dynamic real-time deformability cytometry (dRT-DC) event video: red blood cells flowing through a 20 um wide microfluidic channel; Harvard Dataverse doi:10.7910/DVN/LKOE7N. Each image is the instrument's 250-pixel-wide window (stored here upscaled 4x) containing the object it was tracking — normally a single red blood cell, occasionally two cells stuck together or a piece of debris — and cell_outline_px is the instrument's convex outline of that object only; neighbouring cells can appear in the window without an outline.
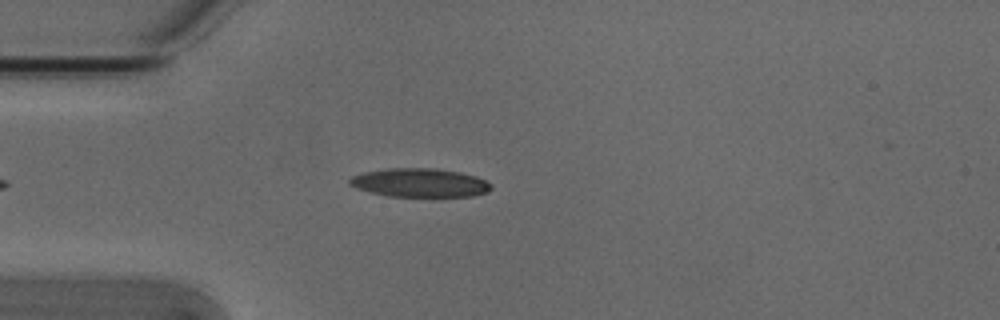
{"species": "Egyptian fruit bat (a non-hibernating species)", "species_latin": "Rousettus aegyptiacus", "temperature_condition": "cold", "stored_images_in_passage": 44, "camera_frame_rate_fps": 3000, "um_per_image_px": 0.085, "animal": {"sex": "male"}, "frame": {"image": 1, "passage_image": 8, "time_ms": 2.333, "image_size_px": [1000, 320], "cell_outline_px": [[492, 188], [488, 192], [472, 196], [388, 196], [356, 188], [348, 184], [348, 180], [352, 176], [364, 172], [388, 168], [436, 168], [460, 172], [476, 176], [492, 184]], "centroid_in_image_um": [35.69, 15.52], "position_along_channel_um": 49.3, "area_um2": 23.64}}
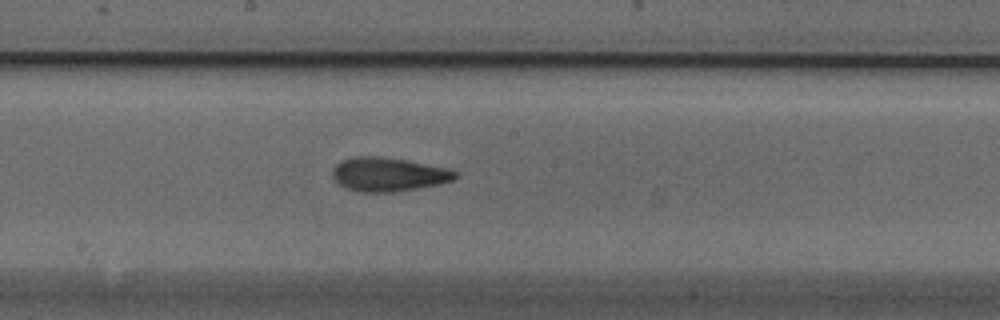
{"frame": {"image": 2, "passage_image": 22, "time_ms": 7.0, "image_size_px": [1000, 320], "cell_outline_px": [[456, 180], [440, 184], [396, 192], [360, 192], [348, 188], [340, 184], [332, 176], [332, 168], [340, 160], [352, 156], [380, 156], [404, 160], [448, 168], [456, 172]], "centroid_in_image_um": [33.0, 14.82], "position_along_channel_um": 215.2, "area_um2": 24.28}}
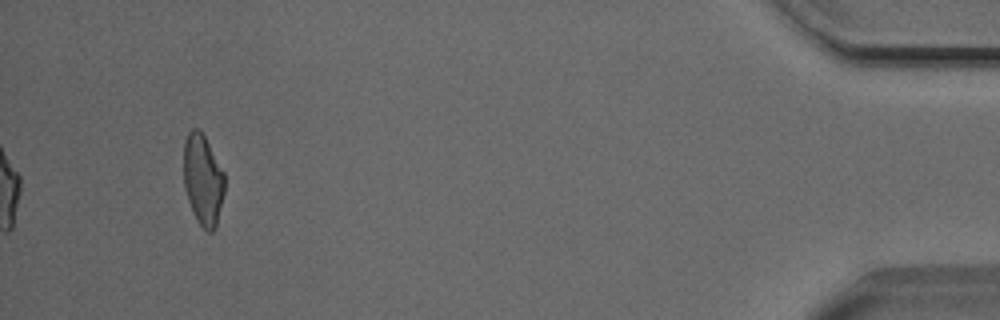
{"frame": {"image": 3, "passage_image": 44, "time_ms": 14.333, "image_size_px": [1000, 320], "cell_outline_px": [[224, 192], [216, 228], [212, 232], [208, 232], [196, 220], [188, 200], [184, 188], [184, 140], [188, 132], [192, 128], [200, 128], [224, 172]], "centroid_in_image_um": [17.24, 15.27], "position_along_channel_um": 418.0, "area_um2": 21.73}, "authors_computed_cell_mechanics": {"area_um2": 23.0333, "velocity_mm_per_s": 3.8183, "shape_relaxation_time_tau1_ms": 5.8035, "shape_relaxation_time_tau2_ms": 4.5367, "deformation_change_tau1": 0.1695, "deformation_change_tau2": 0.1406}}